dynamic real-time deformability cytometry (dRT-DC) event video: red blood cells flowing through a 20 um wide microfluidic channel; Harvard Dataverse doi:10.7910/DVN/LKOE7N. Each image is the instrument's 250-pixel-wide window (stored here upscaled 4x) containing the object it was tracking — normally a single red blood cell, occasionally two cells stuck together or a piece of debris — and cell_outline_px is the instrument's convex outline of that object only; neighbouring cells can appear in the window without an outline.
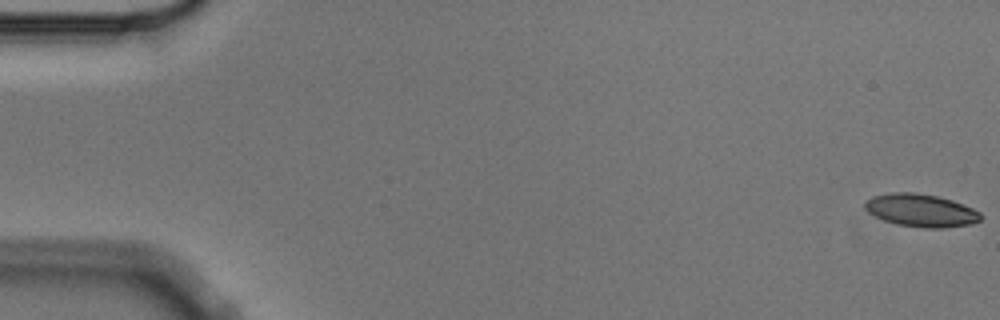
{"species": "Egyptian fruit bat (a non-hibernating species)", "species_latin": "Rousettus aegyptiacus", "temperature_condition": "cold", "stored_images_in_passage": 9, "camera_frame_rate_fps": 3000, "um_per_image_px": 0.085, "animal": {"sex": "male"}, "frame": {"image": 1, "passage_image": 1, "time_ms": 0.0, "image_size_px": [1000, 320], "cell_outline_px": [[984, 216], [980, 220], [972, 224], [944, 228], [924, 228], [896, 224], [884, 220], [868, 212], [864, 208], [864, 200], [872, 196], [892, 192], [912, 192], [936, 196], [952, 200], [972, 208], [980, 212]], "centroid_in_image_um": [78.28, 17.88], "position_along_channel_um": 6.7, "area_um2": 22.25}}
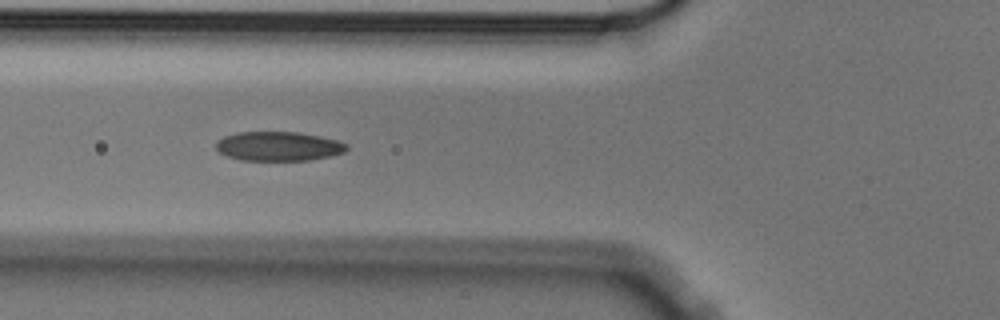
{"frame": {"image": 2, "passage_image": 6, "time_ms": 1.667, "image_size_px": [1000, 320], "cell_outline_px": [[348, 148], [344, 152], [328, 156], [308, 160], [240, 160], [228, 156], [220, 152], [216, 148], [216, 140], [224, 136], [236, 132], [300, 132], [320, 136], [336, 140], [348, 144]], "centroid_in_image_um": [23.65, 12.42], "position_along_channel_um": 102.1, "area_um2": 22.25}}
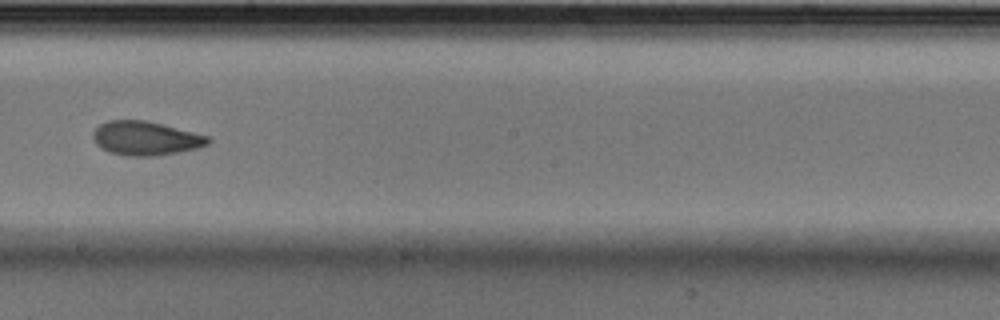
{"frame": {"image": 3, "passage_image": 9, "time_ms": 2.667, "image_size_px": [1000, 320], "cell_outline_px": [[212, 140], [208, 144], [196, 148], [156, 156], [124, 156], [108, 152], [100, 148], [96, 144], [92, 136], [92, 132], [100, 124], [108, 120], [144, 120], [208, 136]], "centroid_in_image_um": [12.32, 11.76], "position_along_channel_um": 235.9, "area_um2": 22.66}}